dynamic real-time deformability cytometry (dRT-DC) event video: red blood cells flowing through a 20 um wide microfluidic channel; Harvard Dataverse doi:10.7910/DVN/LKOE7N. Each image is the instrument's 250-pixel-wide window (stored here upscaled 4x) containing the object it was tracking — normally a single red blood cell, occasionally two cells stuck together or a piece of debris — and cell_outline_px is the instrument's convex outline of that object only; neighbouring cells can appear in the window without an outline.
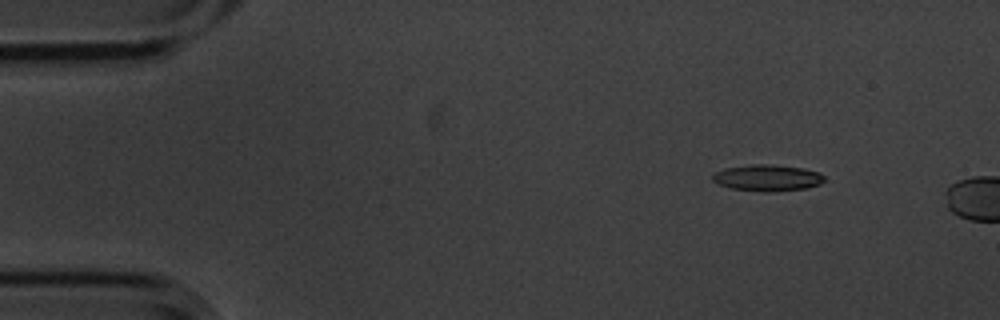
{"species": "common noctule bat (a hibernating species)", "species_latin": "Nyctalus noctula", "temperature_condition": "cold", "stored_images_in_passage": 3, "camera_frame_rate_fps": 3000, "um_per_image_px": 0.085, "animal": {"sex": "male", "body_mass_g": 20.1, "forearm_length_mm": 53.5}, "frame": {"image": 1, "passage_image": 2, "time_ms": 0.333, "image_size_px": [1000, 320], "cell_outline_px": [[824, 180], [820, 184], [804, 188], [772, 192], [760, 192], [732, 188], [720, 184], [712, 180], [712, 172], [724, 168], [752, 164], [772, 164], [804, 168], [820, 172], [824, 176]], "centroid_in_image_um": [65.21, 15.1], "position_along_channel_um": 19.8, "area_um2": 17.34}}